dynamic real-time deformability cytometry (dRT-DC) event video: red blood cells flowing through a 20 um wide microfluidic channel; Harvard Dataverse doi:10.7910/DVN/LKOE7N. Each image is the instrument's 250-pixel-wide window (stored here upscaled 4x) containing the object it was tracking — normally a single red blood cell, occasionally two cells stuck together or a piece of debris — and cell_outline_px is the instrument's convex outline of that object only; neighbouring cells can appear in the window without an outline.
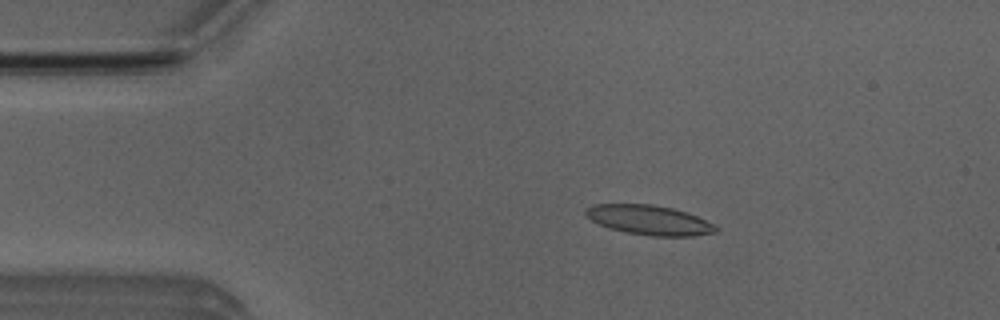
{"species": "Egyptian fruit bat (a non-hibernating species)", "species_latin": "Rousettus aegyptiacus", "temperature_condition": "room temperature", "stored_images_in_passage": 52, "camera_frame_rate_fps": 3000, "um_per_image_px": 0.085, "animal": {"sex": "male"}, "frame": {"image": 1, "passage_image": 9, "time_ms": 2.667, "image_size_px": [1000, 320], "cell_outline_px": [[720, 228], [716, 232], [692, 236], [652, 236], [628, 232], [608, 228], [584, 216], [584, 208], [592, 204], [652, 204], [672, 208], [696, 216], [716, 224]], "centroid_in_image_um": [55.17, 18.7], "position_along_channel_um": 29.8, "area_um2": 22.54}}
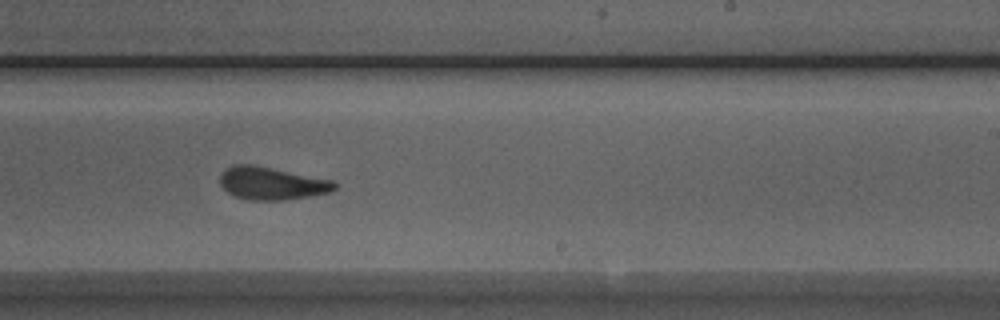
{"frame": {"image": 2, "passage_image": 31, "time_ms": 10.0, "image_size_px": [1000, 320], "cell_outline_px": [[336, 188], [332, 192], [284, 200], [248, 200], [232, 196], [220, 184], [220, 176], [224, 168], [232, 164], [252, 164], [332, 180], [336, 184]], "centroid_in_image_um": [23.05, 15.58], "position_along_channel_um": 266.0, "area_um2": 21.91}}
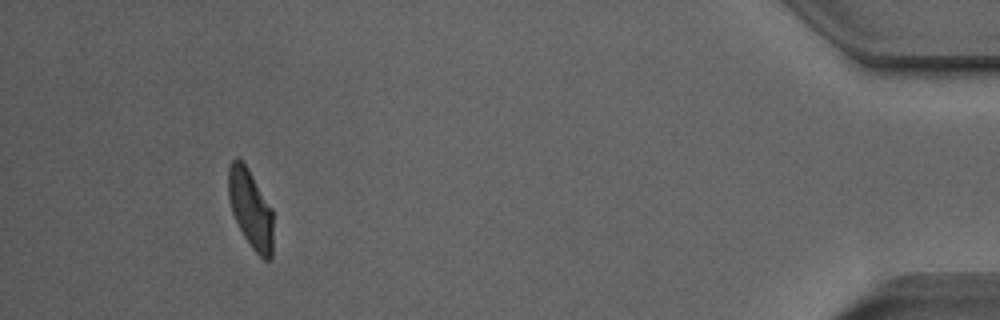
{"frame": {"image": 3, "passage_image": 48, "time_ms": 15.667, "image_size_px": [1000, 320], "cell_outline_px": [[272, 256], [268, 260], [264, 260], [252, 248], [244, 236], [232, 212], [228, 196], [228, 168], [232, 160], [240, 160], [248, 168], [272, 208]], "centroid_in_image_um": [21.3, 17.76], "position_along_channel_um": 413.9, "area_um2": 20.23}, "authors_computed_cell_mechanics": {"area_um2": 22.0507, "velocity_mm_per_s": 3.8824, "shape_relaxation_time_tau1_ms": 7.4002, "shape_relaxation_time_tau2_ms": 1.8827, "deformation_change_tau1": 0.1839, "deformation_change_tau2": 0.1057}}